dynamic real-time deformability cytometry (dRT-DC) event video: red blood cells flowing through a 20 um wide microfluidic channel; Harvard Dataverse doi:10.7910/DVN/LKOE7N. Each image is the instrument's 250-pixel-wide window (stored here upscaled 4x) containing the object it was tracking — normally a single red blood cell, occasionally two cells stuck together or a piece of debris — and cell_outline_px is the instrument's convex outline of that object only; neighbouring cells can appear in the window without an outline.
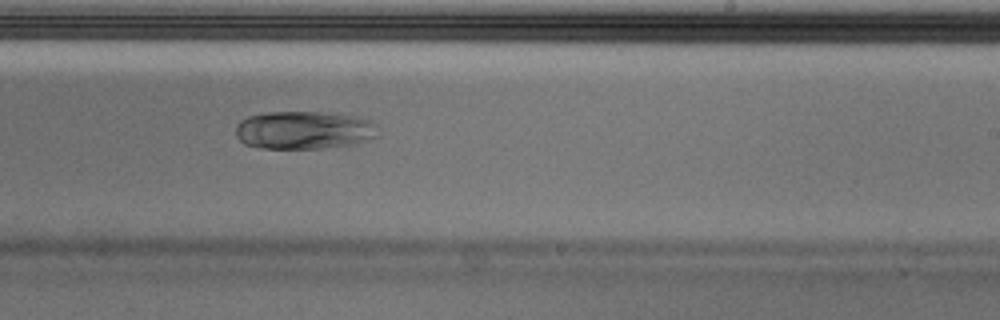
{"species": "Egyptian fruit bat (a non-hibernating species)", "species_latin": "Rousettus aegyptiacus", "temperature_condition": "cold", "stored_images_in_passage": 37, "camera_frame_rate_fps": 3000, "um_per_image_px": 0.085, "animal": {"sex": "male"}, "frame": {"image": 1, "passage_image": 16, "time_ms": 5.0, "image_size_px": [1000, 320], "cell_outline_px": [[380, 124], [376, 136], [356, 144], [320, 148], [260, 148], [244, 144], [236, 136], [236, 124], [240, 120], [248, 116], [264, 112], [320, 112], [360, 116], [372, 120]], "centroid_in_image_um": [25.87, 11.05], "position_along_channel_um": 263.1, "area_um2": 32.02}}